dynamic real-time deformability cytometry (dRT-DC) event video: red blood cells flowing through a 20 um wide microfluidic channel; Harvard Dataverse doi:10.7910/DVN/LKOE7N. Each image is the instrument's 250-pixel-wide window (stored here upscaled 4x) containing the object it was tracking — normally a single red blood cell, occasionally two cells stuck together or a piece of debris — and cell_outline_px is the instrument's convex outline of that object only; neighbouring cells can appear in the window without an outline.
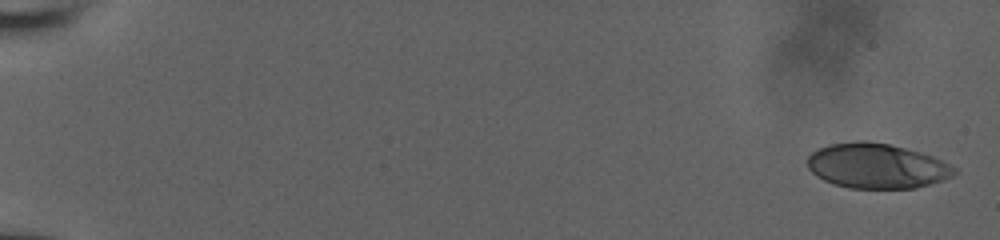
{"species": "human", "species_latin": "Homo sapiens", "temperature_condition": "room temperature", "stored_images_in_passage": 41, "camera_frame_rate_fps": 3000, "um_per_image_px": 0.085, "donor": {"sex": "male"}, "frame": {"image": 1, "passage_image": 1, "time_ms": 0.0, "image_size_px": [1000, 240], "cell_outline_px": [[956, 172], [952, 176], [944, 180], [916, 188], [848, 188], [824, 180], [816, 176], [808, 168], [808, 156], [812, 152], [828, 144], [856, 140], [868, 140], [888, 144], [920, 152], [932, 156], [956, 168]], "centroid_in_image_um": [74.51, 14.1], "position_along_channel_um": 10.5, "area_um2": 38.44}}
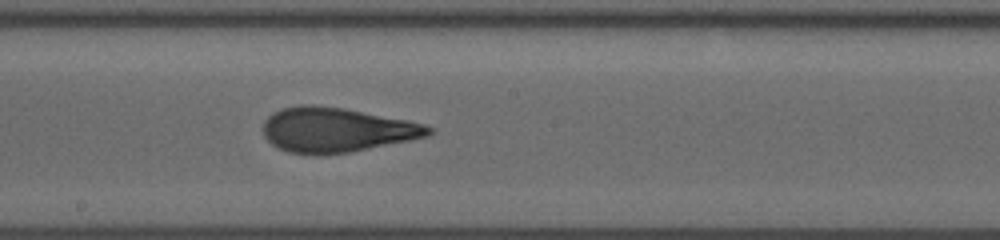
{"frame": {"image": 2, "passage_image": 23, "time_ms": 10.667, "image_size_px": [1000, 240], "cell_outline_px": [[432, 132], [428, 136], [348, 152], [316, 156], [288, 152], [276, 148], [264, 136], [264, 120], [272, 112], [284, 108], [300, 104], [312, 104], [344, 108], [408, 120], [424, 124], [432, 128]], "centroid_in_image_um": [28.54, 11.04], "position_along_channel_um": 219.7, "area_um2": 43.06}}
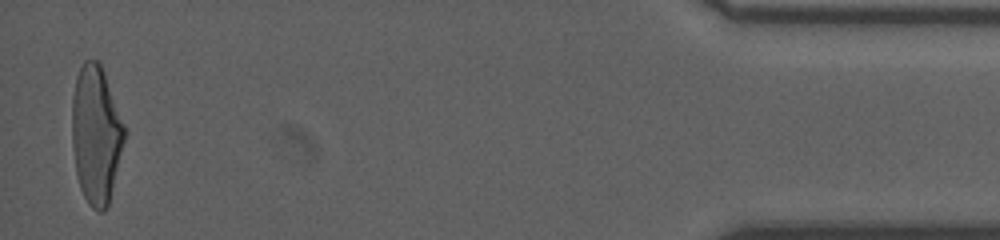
{"frame": {"image": 3, "passage_image": 41, "time_ms": 18.0, "image_size_px": [1000, 240], "cell_outline_px": [[124, 140], [108, 208], [104, 212], [100, 212], [92, 208], [88, 204], [80, 188], [76, 172], [72, 144], [72, 96], [76, 76], [84, 60], [96, 60], [100, 64], [104, 72], [124, 124]], "centroid_in_image_um": [8.14, 11.46], "position_along_channel_um": 427.1, "area_um2": 41.96}, "authors_computed_cell_mechanics": {"area_um2": 42.194, "velocity_mm_per_s": 3.8731, "shape_relaxation_time_tau1_ms": 5.8939, "shape_relaxation_time_tau2_ms": 1.0399, "deformation_change_tau1": 0.2361, "deformation_change_tau2": 0.0976}}